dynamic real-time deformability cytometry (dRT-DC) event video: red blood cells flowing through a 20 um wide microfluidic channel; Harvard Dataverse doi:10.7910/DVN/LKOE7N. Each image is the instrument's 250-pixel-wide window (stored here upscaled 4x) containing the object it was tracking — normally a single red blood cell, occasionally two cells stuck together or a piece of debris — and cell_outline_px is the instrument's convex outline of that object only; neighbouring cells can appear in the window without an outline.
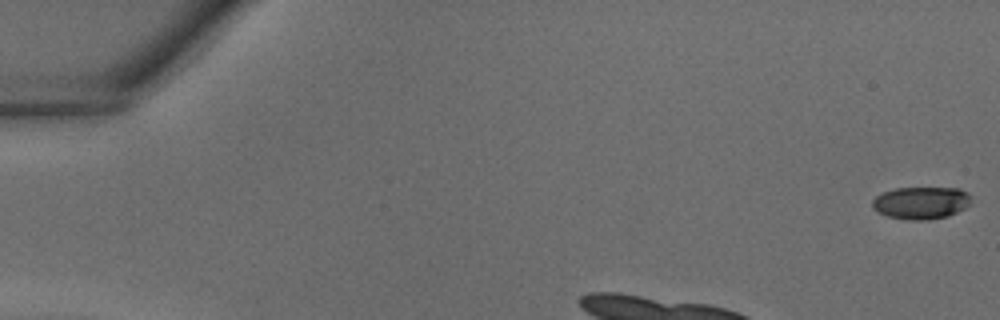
{"species": "common noctule bat (a hibernating species)", "species_latin": "Nyctalus noctula", "temperature_condition": "warm", "stored_images_in_passage": 34, "camera_frame_rate_fps": 3000, "um_per_image_px": 0.085, "animal": {"sex": "male", "body_mass_g": 18.8}, "frame": {"image": 1, "passage_image": 1, "time_ms": 0.0, "image_size_px": [1000, 320], "cell_outline_px": [[972, 196], [968, 204], [964, 208], [948, 216], [928, 220], [908, 220], [888, 216], [876, 212], [872, 208], [872, 200], [876, 196], [884, 192], [896, 188], [960, 188], [968, 192]], "centroid_in_image_um": [78.28, 17.24], "position_along_channel_um": 6.7, "area_um2": 18.73}}
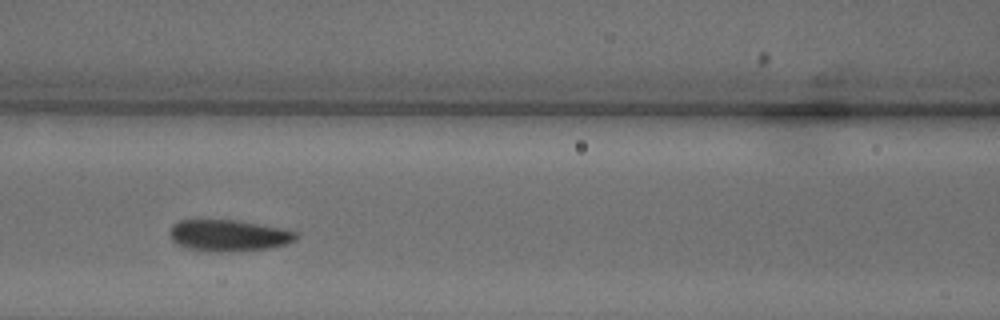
{"frame": {"image": 2, "passage_image": 13, "time_ms": 4.0, "image_size_px": [1000, 320], "cell_outline_px": [[296, 240], [288, 244], [268, 248], [224, 252], [216, 252], [188, 248], [176, 244], [172, 240], [168, 232], [172, 224], [180, 220], [240, 220], [284, 228], [296, 232]], "centroid_in_image_um": [19.43, 20.0], "position_along_channel_um": 147.2, "area_um2": 23.35}}
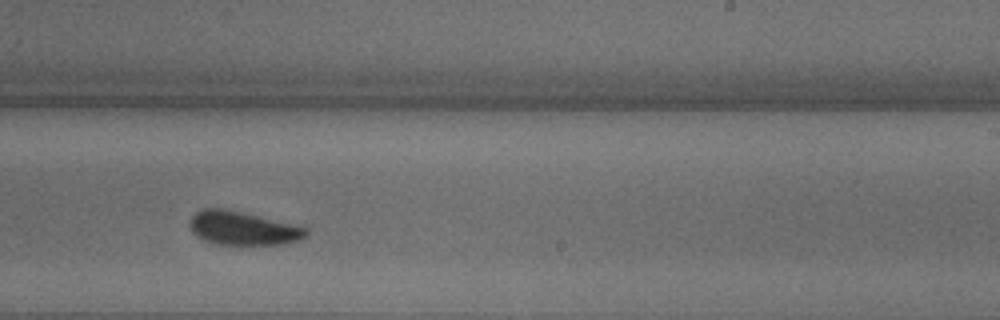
{"frame": {"image": 3, "passage_image": 20, "time_ms": 6.333, "image_size_px": [1000, 320], "cell_outline_px": [[308, 236], [300, 240], [284, 244], [216, 244], [204, 240], [196, 236], [192, 232], [192, 216], [200, 208], [224, 208], [308, 224]], "centroid_in_image_um": [20.82, 19.37], "position_along_channel_um": 268.2, "area_um2": 23.7}}